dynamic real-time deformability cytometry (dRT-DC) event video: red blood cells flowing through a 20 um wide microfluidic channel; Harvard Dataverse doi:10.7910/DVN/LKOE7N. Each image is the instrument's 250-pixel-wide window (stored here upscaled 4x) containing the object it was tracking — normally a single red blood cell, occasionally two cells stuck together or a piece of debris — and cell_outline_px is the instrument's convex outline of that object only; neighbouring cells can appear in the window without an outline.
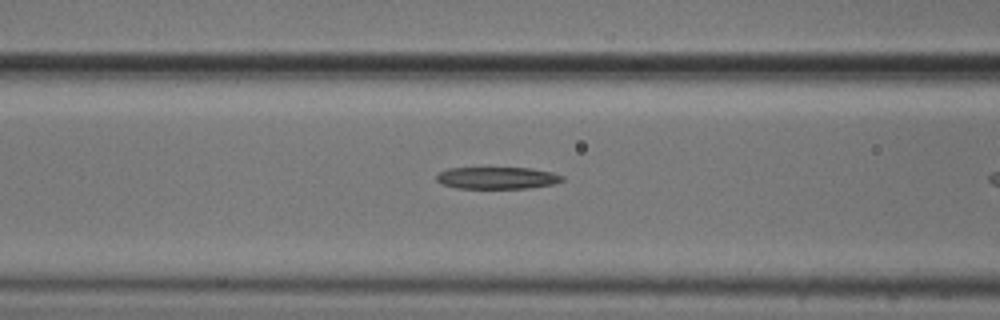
{"species": "common noctule bat (a hibernating species)", "species_latin": "Nyctalus noctula", "temperature_condition": "cold", "stored_images_in_passage": 6, "camera_frame_rate_fps": 3000, "um_per_image_px": 0.085, "animal": {"sex": "male", "body_mass_g": 20.5, "forearm_length_mm": 52.5}, "frame": {"image": 1, "passage_image": 5, "time_ms": 1.333, "image_size_px": [1000, 320], "cell_outline_px": [[564, 180], [552, 184], [528, 188], [456, 188], [440, 184], [436, 180], [436, 176], [440, 172], [448, 168], [532, 168], [552, 172], [564, 176]], "centroid_in_image_um": [42.24, 15.12], "position_along_channel_um": 124.4, "area_um2": 16.13}}